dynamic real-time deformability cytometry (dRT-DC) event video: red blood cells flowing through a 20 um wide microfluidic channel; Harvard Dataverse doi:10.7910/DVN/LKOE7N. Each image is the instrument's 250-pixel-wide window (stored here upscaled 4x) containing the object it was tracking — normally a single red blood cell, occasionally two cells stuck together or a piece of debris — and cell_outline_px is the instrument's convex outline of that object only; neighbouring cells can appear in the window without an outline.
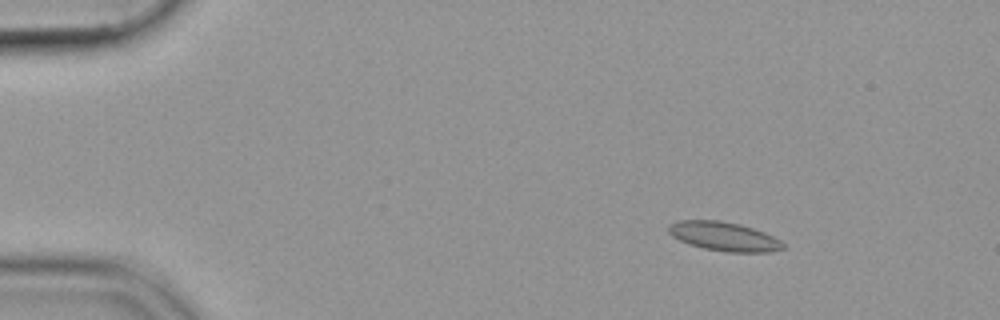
{"species": "common noctule bat (a hibernating species)", "species_latin": "Nyctalus noctula", "temperature_condition": "cold", "stored_images_in_passage": 19, "camera_frame_rate_fps": 3000, "um_per_image_px": 0.085, "animal": {"sex": "female", "body_mass_g": 19.9}, "frame": {"image": 1, "passage_image": 7, "time_ms": 2.0, "image_size_px": [1000, 320], "cell_outline_px": [[784, 248], [768, 252], [724, 252], [704, 248], [688, 244], [672, 236], [668, 232], [668, 224], [680, 220], [716, 220], [740, 224], [764, 232], [780, 240], [784, 244]], "centroid_in_image_um": [61.51, 20.09], "position_along_channel_um": 23.5, "area_um2": 19.31}}
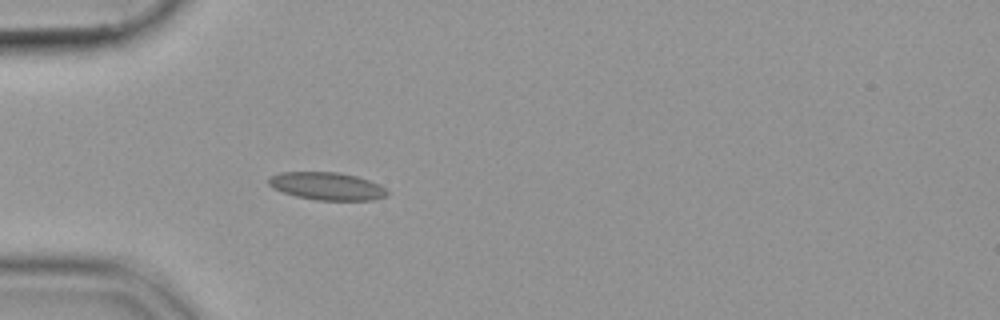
{"frame": {"image": 2, "passage_image": 16, "time_ms": 5.0, "image_size_px": [1000, 320], "cell_outline_px": [[388, 196], [372, 200], [316, 200], [296, 196], [272, 188], [268, 184], [268, 180], [272, 176], [280, 172], [340, 172], [356, 176], [380, 184], [388, 192]], "centroid_in_image_um": [27.8, 15.82], "position_along_channel_um": 57.2, "area_um2": 19.13}}